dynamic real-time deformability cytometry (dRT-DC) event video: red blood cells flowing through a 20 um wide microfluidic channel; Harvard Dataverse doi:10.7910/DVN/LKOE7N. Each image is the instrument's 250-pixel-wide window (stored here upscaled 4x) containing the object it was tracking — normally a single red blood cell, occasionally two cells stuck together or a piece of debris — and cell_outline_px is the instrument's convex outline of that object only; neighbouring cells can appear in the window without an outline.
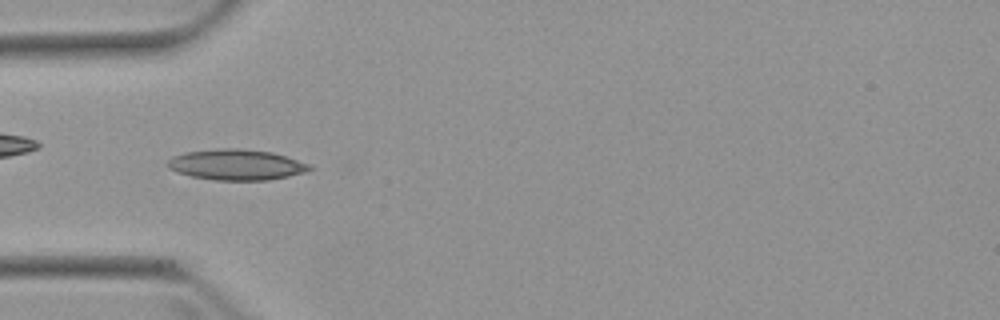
{"species": "Egyptian fruit bat (a non-hibernating species)", "species_latin": "Rousettus aegyptiacus", "temperature_condition": "warm", "stored_images_in_passage": 6, "camera_frame_rate_fps": 3000, "um_per_image_px": 0.085, "animal": {"sex": "female"}, "frame": {"image": 1, "passage_image": 5, "time_ms": 4.667, "image_size_px": [1000, 320], "cell_outline_px": [[312, 168], [304, 172], [288, 176], [268, 180], [216, 180], [192, 176], [176, 172], [168, 168], [168, 160], [172, 156], [184, 152], [224, 148], [240, 148], [272, 152], [312, 164]], "centroid_in_image_um": [20.09, 13.99], "position_along_channel_um": 64.9, "area_um2": 25.37}}